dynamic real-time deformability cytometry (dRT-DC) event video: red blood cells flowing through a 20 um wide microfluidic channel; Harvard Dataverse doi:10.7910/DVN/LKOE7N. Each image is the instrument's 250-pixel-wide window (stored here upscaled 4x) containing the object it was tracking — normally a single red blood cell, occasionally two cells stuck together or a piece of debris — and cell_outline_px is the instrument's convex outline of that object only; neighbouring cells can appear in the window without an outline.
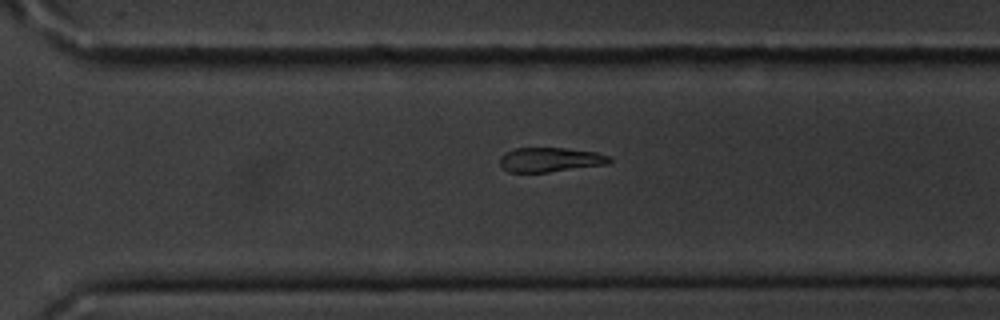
{"species": "common noctule bat (a hibernating species)", "species_latin": "Nyctalus noctula", "temperature_condition": "cold", "stored_images_in_passage": 9, "segment_of_instrument_passage": [2, 2], "camera_frame_rate_fps": 3000, "um_per_image_px": 0.085, "animal": {"sex": "male", "body_mass_g": 20.1, "forearm_length_mm": 53.5}, "frame": {"image": 1, "passage_image": 9, "time_ms": 10.333, "image_size_px": [1000, 320], "cell_outline_px": [[612, 160], [608, 164], [548, 172], [508, 172], [500, 164], [500, 156], [504, 152], [512, 148], [564, 148], [596, 152], [608, 156]], "centroid_in_image_um": [46.73, 13.57], "position_along_channel_um": 323.9, "area_um2": 15.61}}